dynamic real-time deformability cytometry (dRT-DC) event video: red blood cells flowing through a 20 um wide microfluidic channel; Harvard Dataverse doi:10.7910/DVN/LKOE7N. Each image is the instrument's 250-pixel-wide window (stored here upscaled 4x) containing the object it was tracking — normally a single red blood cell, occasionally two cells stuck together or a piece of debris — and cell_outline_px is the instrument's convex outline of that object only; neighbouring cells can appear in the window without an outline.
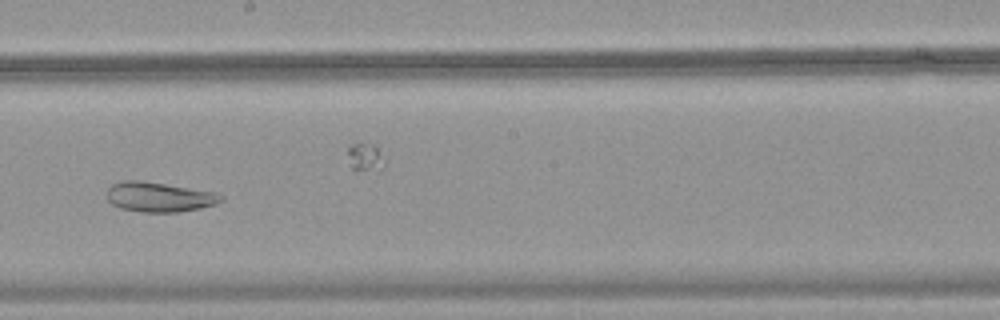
{"species": "common noctule bat (a hibernating species)", "species_latin": "Nyctalus noctula", "temperature_condition": "warm", "stored_images_in_passage": 50, "segment_of_instrument_passage": [1, 2], "camera_frame_rate_fps": 3000, "um_per_image_px": 0.085, "animal": {"sex": "female", "body_mass_g": 18.4}, "frame": {"image": 1, "passage_image": 28, "time_ms": 9.0, "image_size_px": [1000, 320], "cell_outline_px": [[224, 200], [200, 208], [176, 212], [140, 212], [120, 208], [112, 204], [108, 200], [108, 188], [112, 184], [120, 180], [140, 180], [216, 192], [224, 196]], "centroid_in_image_um": [13.51, 16.74], "position_along_channel_um": 234.7, "area_um2": 19.77}}
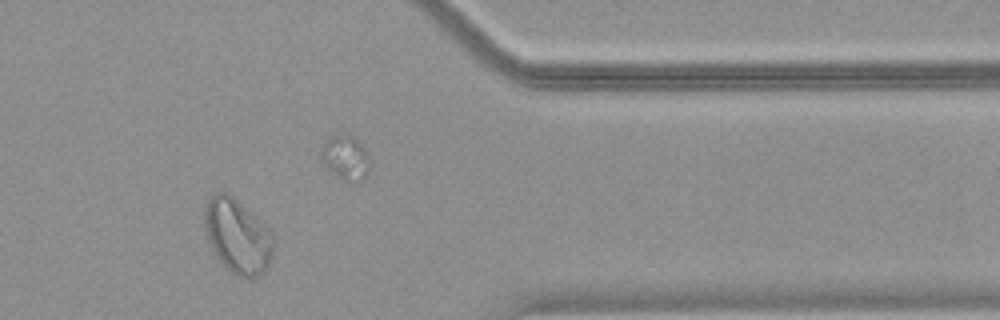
{"frame": {"image": 2, "passage_image": 41, "time_ms": 13.333, "image_size_px": [1000, 320], "cell_outline_px": [[276, 236], [272, 256], [268, 268], [260, 276], [236, 276], [220, 260], [212, 248], [208, 240], [204, 228], [204, 204], [216, 192], [228, 192], [260, 220]], "centroid_in_image_um": [20.21, 20.05], "position_along_channel_um": 391.2, "area_um2": 29.94}}
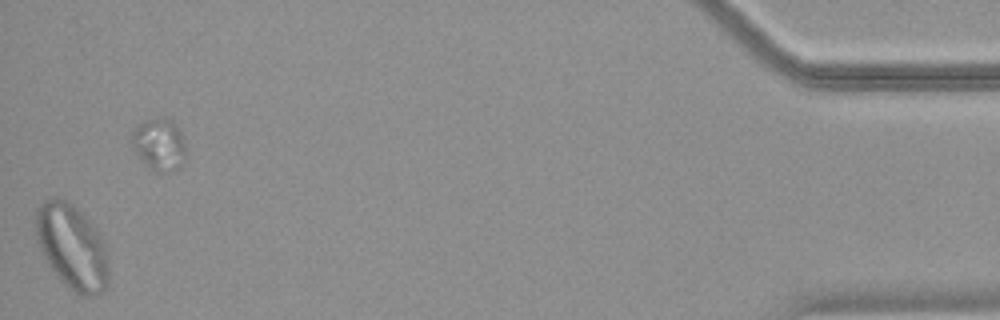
{"frame": {"image": 3, "passage_image": 49, "time_ms": 16.0, "image_size_px": [1000, 320], "cell_outline_px": [[108, 288], [104, 292], [96, 296], [80, 296], [52, 268], [40, 244], [36, 232], [36, 208], [44, 200], [56, 196], [72, 204], [92, 224], [104, 240], [108, 264]], "centroid_in_image_um": [6.18, 20.97], "position_along_channel_um": 429.0, "area_um2": 35.32}}